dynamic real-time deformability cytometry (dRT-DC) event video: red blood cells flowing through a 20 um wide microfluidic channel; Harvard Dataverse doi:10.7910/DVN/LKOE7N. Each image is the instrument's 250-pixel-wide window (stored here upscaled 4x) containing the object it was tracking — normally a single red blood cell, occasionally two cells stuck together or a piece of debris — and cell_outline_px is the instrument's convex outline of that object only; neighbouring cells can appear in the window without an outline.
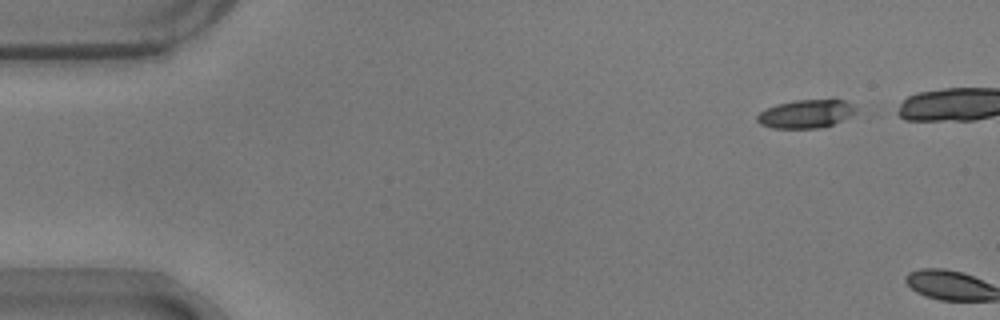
{"species": "common noctule bat (a hibernating species)", "species_latin": "Nyctalus noctula", "temperature_condition": "warm", "stored_images_in_passage": 3, "camera_frame_rate_fps": 3000, "um_per_image_px": 0.085, "animal": {"sex": "male", "body_mass_g": 17.9}, "frame": {"image": 1, "passage_image": 1, "time_ms": 0.0, "image_size_px": [1000, 320], "cell_outline_px": [[856, 112], [832, 124], [820, 128], [772, 128], [760, 124], [756, 120], [756, 116], [760, 112], [776, 104], [796, 100], [844, 100], [852, 104], [856, 108]], "centroid_in_image_um": [68.46, 9.68], "position_along_channel_um": 16.5, "area_um2": 16.07}}